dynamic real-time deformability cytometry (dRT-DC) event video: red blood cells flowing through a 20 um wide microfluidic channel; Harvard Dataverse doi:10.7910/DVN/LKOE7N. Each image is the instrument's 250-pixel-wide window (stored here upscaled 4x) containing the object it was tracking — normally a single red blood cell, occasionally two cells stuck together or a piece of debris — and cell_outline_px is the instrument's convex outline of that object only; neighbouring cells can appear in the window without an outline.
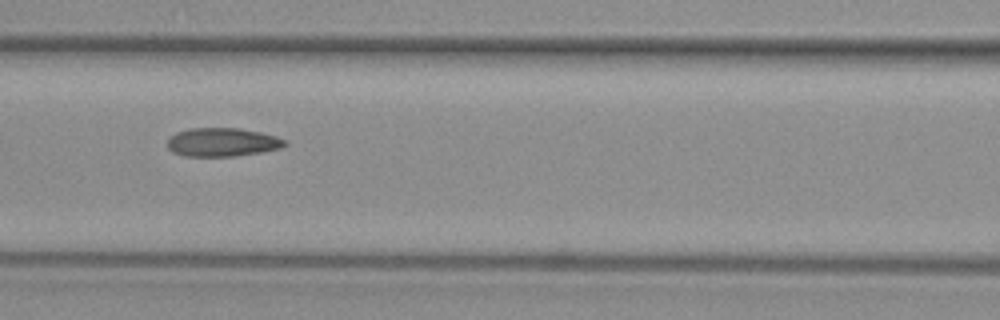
{"species": "common noctule bat (a hibernating species)", "species_latin": "Nyctalus noctula", "temperature_condition": "warm", "stored_images_in_passage": 33, "camera_frame_rate_fps": 3000, "um_per_image_px": 0.085, "animal": {"sex": "female", "body_mass_g": 29.2, "forearm_length_mm": 56.3}, "frame": {"image": 1, "passage_image": 6, "time_ms": 1.667, "image_size_px": [1000, 320], "cell_outline_px": [[288, 144], [280, 148], [260, 152], [232, 156], [184, 156], [172, 152], [168, 148], [168, 140], [176, 132], [188, 128], [240, 128], [260, 132], [276, 136], [288, 140]], "centroid_in_image_um": [18.91, 12.08], "position_along_channel_um": 147.7, "area_um2": 19.59}}
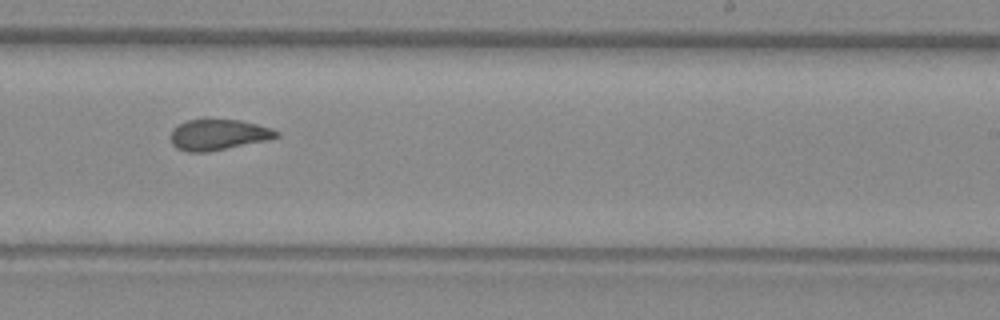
{"frame": {"image": 2, "passage_image": 15, "time_ms": 4.667, "image_size_px": [1000, 320], "cell_outline_px": [[280, 136], [268, 140], [208, 152], [188, 152], [176, 148], [172, 144], [168, 136], [172, 128], [188, 120], [240, 120], [272, 128], [280, 132]], "centroid_in_image_um": [18.54, 11.46], "position_along_channel_um": 270.5, "area_um2": 19.07}}